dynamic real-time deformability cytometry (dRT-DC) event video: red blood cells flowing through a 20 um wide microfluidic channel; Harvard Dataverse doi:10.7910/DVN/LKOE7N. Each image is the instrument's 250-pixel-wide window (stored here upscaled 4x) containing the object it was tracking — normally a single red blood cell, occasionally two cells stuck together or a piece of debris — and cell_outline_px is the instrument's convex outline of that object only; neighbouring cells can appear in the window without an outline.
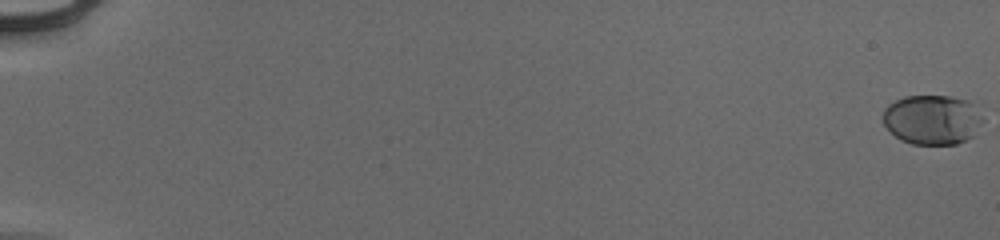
{"species": "human", "species_latin": "Homo sapiens", "temperature_condition": "cold", "stored_images_in_passage": 56, "camera_frame_rate_fps": 3000, "um_per_image_px": 0.085, "donor": {"sex": "male"}, "frame": {"image": 1, "passage_image": 1, "time_ms": 0.0, "image_size_px": [1000, 240], "cell_outline_px": [[984, 120], [976, 136], [956, 144], [912, 144], [900, 140], [884, 124], [884, 108], [888, 104], [904, 96], [948, 96], [968, 100], [980, 104]], "centroid_in_image_um": [79.34, 10.16], "position_along_channel_um": 5.7, "area_um2": 29.59}}
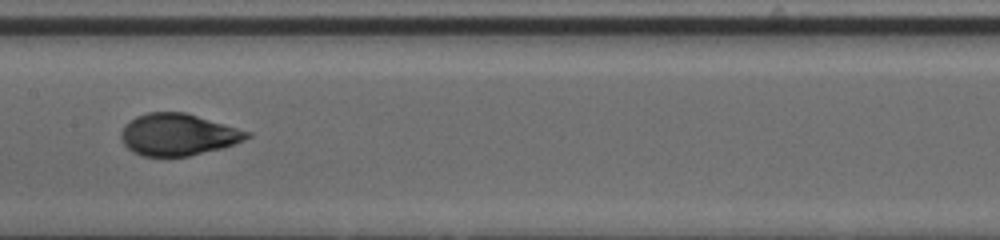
{"frame": {"image": 2, "passage_image": 32, "time_ms": 10.333, "image_size_px": [1000, 240], "cell_outline_px": [[252, 136], [244, 140], [224, 148], [188, 156], [144, 156], [132, 152], [124, 144], [120, 136], [120, 132], [124, 124], [136, 116], [148, 112], [184, 112], [252, 132]], "centroid_in_image_um": [15.13, 11.44], "position_along_channel_um": 192.3, "area_um2": 30.81}}
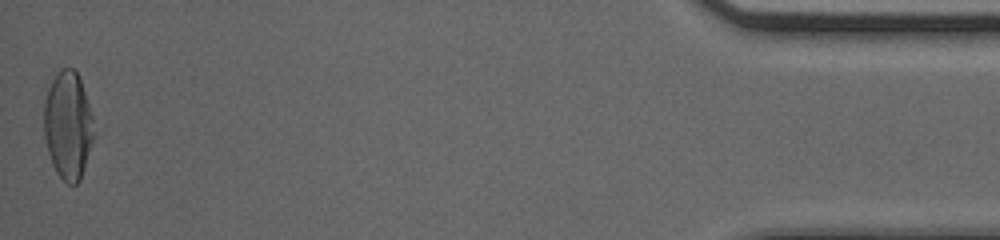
{"frame": {"image": 3, "passage_image": 56, "time_ms": 18.333, "image_size_px": [1000, 240], "cell_outline_px": [[92, 140], [80, 180], [72, 188], [56, 172], [52, 164], [48, 152], [44, 136], [44, 100], [48, 88], [52, 80], [60, 68], [72, 68], [80, 76], [92, 116]], "centroid_in_image_um": [5.75, 10.64], "position_along_channel_um": 429.4, "area_um2": 31.1}, "authors_computed_cell_mechanics": {"area_um2": 30.2294, "velocity_mm_per_s": 3.9557, "shape_relaxation_time_tau1_ms": 4.6666, "shape_relaxation_time_tau2_ms": null, "deformation_change_tau1": 0.1945, "deformation_change_tau2": null}}